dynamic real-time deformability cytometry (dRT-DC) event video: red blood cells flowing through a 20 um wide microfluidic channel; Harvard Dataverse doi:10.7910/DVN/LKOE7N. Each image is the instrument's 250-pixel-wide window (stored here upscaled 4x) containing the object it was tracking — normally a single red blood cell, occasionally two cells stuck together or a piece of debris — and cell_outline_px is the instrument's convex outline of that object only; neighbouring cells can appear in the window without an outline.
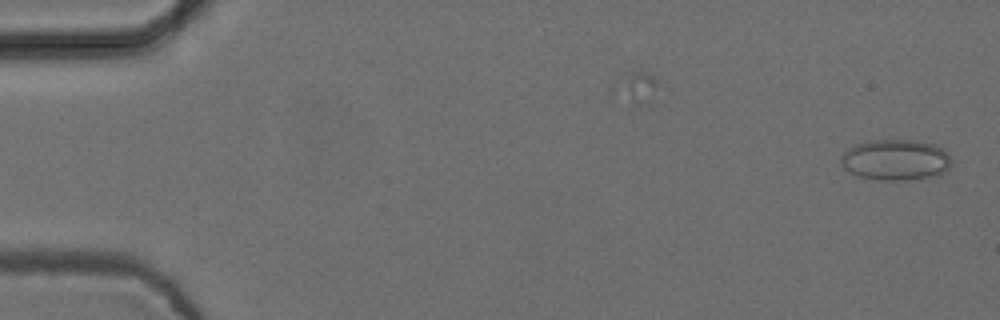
{"species": "common noctule bat (a hibernating species)", "species_latin": "Nyctalus noctula", "temperature_condition": "cold", "stored_images_in_passage": 47, "camera_frame_rate_fps": 3000, "um_per_image_px": 0.085, "animal": {"sex": "female", "body_mass_g": 24.6, "forearm_length_mm": 56.2}, "frame": {"image": 1, "passage_image": 1, "time_ms": 0.0, "image_size_px": [1000, 320], "cell_outline_px": [[952, 160], [948, 168], [944, 172], [936, 176], [904, 180], [876, 180], [860, 176], [844, 168], [840, 164], [840, 156], [848, 148], [856, 144], [868, 140], [912, 140], [932, 144], [948, 152]], "centroid_in_image_um": [76.11, 13.59], "position_along_channel_um": 8.9, "area_um2": 26.36}}
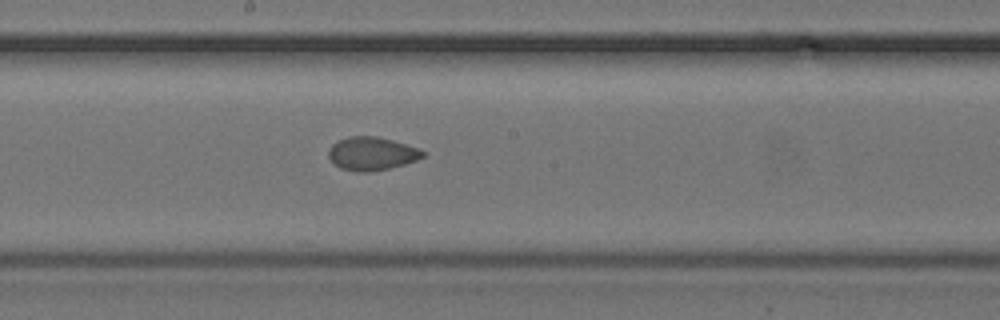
{"frame": {"image": 2, "passage_image": 29, "time_ms": 9.333, "image_size_px": [1000, 320], "cell_outline_px": [[424, 156], [416, 160], [404, 164], [372, 172], [356, 172], [340, 168], [328, 156], [328, 148], [332, 144], [348, 136], [376, 136], [392, 140], [416, 148], [424, 152]], "centroid_in_image_um": [31.56, 13.06], "position_along_channel_um": 216.6, "area_um2": 18.09}}
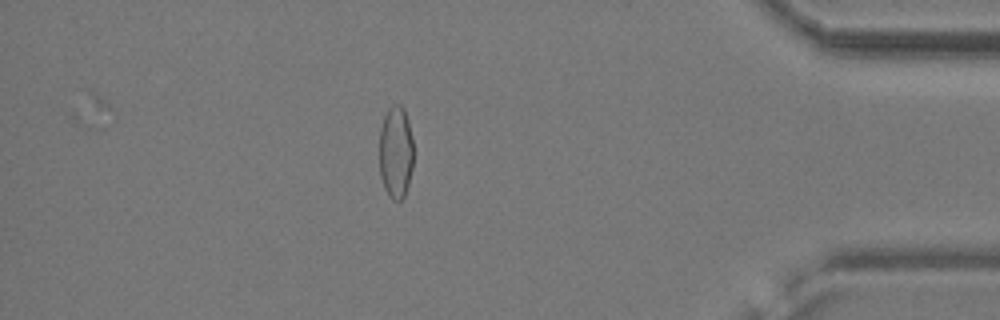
{"frame": {"image": 3, "passage_image": 47, "time_ms": 15.333, "image_size_px": [1000, 320], "cell_outline_px": [[412, 168], [408, 184], [404, 196], [400, 200], [392, 200], [388, 196], [384, 188], [380, 176], [380, 128], [384, 116], [388, 108], [392, 104], [400, 104], [404, 108], [408, 120], [412, 140]], "centroid_in_image_um": [33.63, 12.93], "position_along_channel_um": 401.6, "area_um2": 18.44}, "authors_computed_cell_mechanics": {"area_um2": 19.074, "velocity_mm_per_s": 3.754, "shape_relaxation_time_tau1_ms": null, "shape_relaxation_time_tau2_ms": 2.4433, "deformation_change_tau1": null, "deformation_change_tau2": 0.036}}